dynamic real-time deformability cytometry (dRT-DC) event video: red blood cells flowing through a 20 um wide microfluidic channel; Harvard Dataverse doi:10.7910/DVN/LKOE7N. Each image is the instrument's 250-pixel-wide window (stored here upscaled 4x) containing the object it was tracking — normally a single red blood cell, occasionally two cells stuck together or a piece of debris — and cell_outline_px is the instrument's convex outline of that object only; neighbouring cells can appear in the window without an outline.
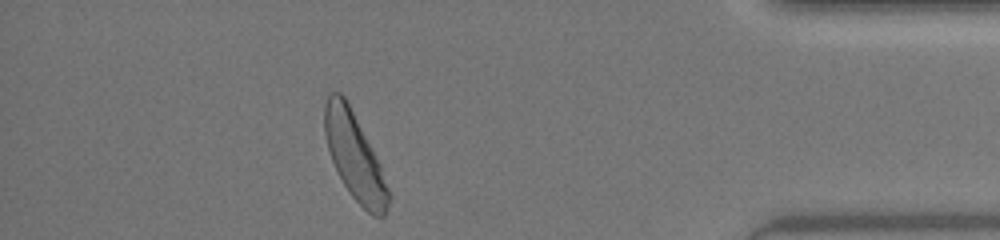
{"species": "human", "species_latin": "Homo sapiens", "temperature_condition": "warm", "stored_images_in_passage": 42, "camera_frame_rate_fps": 3000, "um_per_image_px": 0.085, "donor": {"sex": "female"}, "frame": {"image": 1, "passage_image": 36, "time_ms": 11.667, "image_size_px": [1000, 240], "cell_outline_px": [[392, 196], [384, 216], [372, 216], [352, 196], [344, 184], [332, 160], [328, 148], [324, 132], [324, 104], [328, 92], [340, 92], [348, 100], [380, 164]], "centroid_in_image_um": [30.15, 13.26], "position_along_channel_um": 405.1, "area_um2": 32.31}, "authors_computed_cell_mechanics": {"area_um2": 32.368, "velocity_mm_per_s": 4.353, "shape_relaxation_time_tau1_ms": 2.3896, "shape_relaxation_time_tau2_ms": null, "deformation_change_tau1": 0.1379, "deformation_change_tau2": null}}